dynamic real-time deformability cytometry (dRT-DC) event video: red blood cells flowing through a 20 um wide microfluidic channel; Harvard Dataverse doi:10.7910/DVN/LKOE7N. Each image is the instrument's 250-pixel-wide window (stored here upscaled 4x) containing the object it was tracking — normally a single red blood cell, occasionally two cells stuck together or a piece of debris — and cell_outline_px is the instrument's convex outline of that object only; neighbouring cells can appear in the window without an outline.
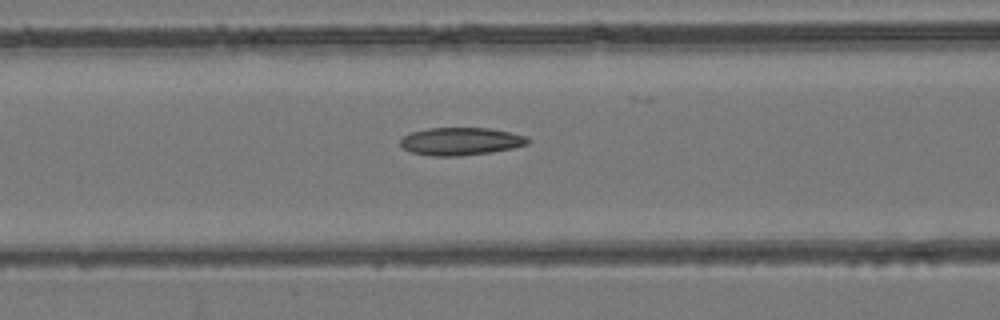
{"species": "common noctule bat (a hibernating species)", "species_latin": "Nyctalus noctula", "temperature_condition": "room temperature", "stored_images_in_passage": 36, "camera_frame_rate_fps": 3000, "um_per_image_px": 0.085, "animal": {"sex": "female", "body_mass_g": 24.6, "forearm_length_mm": 56.2}, "frame": {"image": 1, "passage_image": 16, "time_ms": 5.0, "image_size_px": [1000, 320], "cell_outline_px": [[532, 140], [528, 144], [516, 148], [492, 152], [460, 156], [432, 156], [412, 152], [404, 148], [400, 144], [400, 140], [404, 136], [412, 132], [428, 128], [488, 128], [512, 132], [524, 136]], "centroid_in_image_um": [39.21, 12.02], "position_along_channel_um": 127.4, "area_um2": 20.69}}
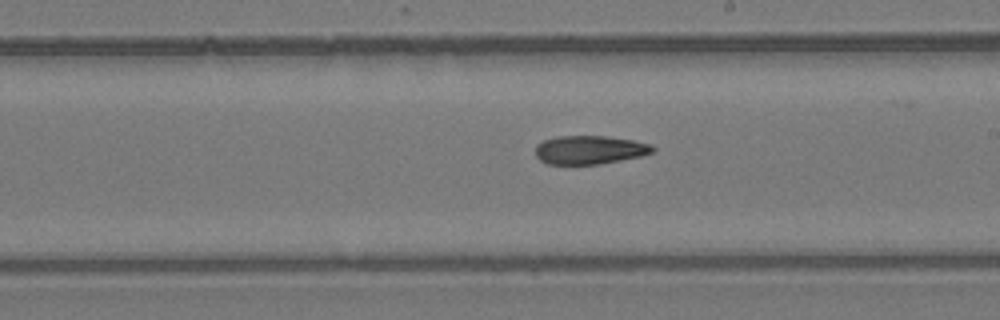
{"frame": {"image": 2, "passage_image": 24, "time_ms": 7.667, "image_size_px": [1000, 320], "cell_outline_px": [[656, 148], [652, 152], [640, 156], [600, 164], [548, 164], [540, 160], [536, 156], [536, 144], [544, 140], [556, 136], [604, 136], [632, 140], [652, 144]], "centroid_in_image_um": [50.11, 12.73], "position_along_channel_um": 238.9, "area_um2": 19.48}}
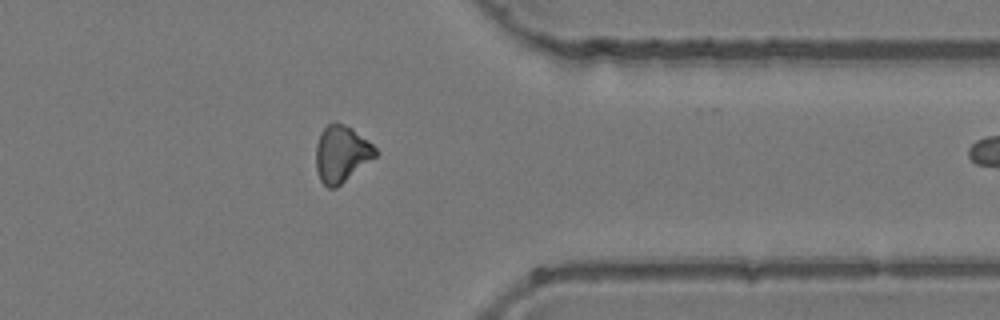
{"frame": {"image": 3, "passage_image": 35, "time_ms": 11.333, "image_size_px": [1000, 320], "cell_outline_px": [[380, 152], [376, 156], [336, 188], [328, 188], [320, 180], [316, 168], [316, 144], [320, 132], [328, 124], [336, 120], [352, 128], [368, 140]], "centroid_in_image_um": [29.02, 13.06], "position_along_channel_um": 382.4, "area_um2": 19.77}}